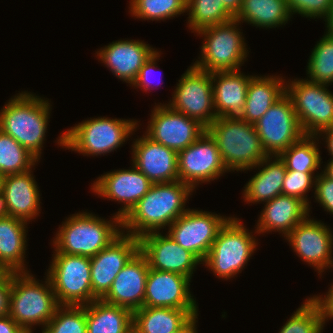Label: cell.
<instances>
[{
	"instance_id": "1",
	"label": "cell",
	"mask_w": 333,
	"mask_h": 333,
	"mask_svg": "<svg viewBox=\"0 0 333 333\" xmlns=\"http://www.w3.org/2000/svg\"><path fill=\"white\" fill-rule=\"evenodd\" d=\"M194 190L177 180L152 184L149 191L121 219V229L128 235L140 238L150 232H160L183 215L185 203Z\"/></svg>"
},
{
	"instance_id": "2",
	"label": "cell",
	"mask_w": 333,
	"mask_h": 333,
	"mask_svg": "<svg viewBox=\"0 0 333 333\" xmlns=\"http://www.w3.org/2000/svg\"><path fill=\"white\" fill-rule=\"evenodd\" d=\"M51 105L31 92L15 95L0 111V130L12 136L38 160L49 124Z\"/></svg>"
},
{
	"instance_id": "3",
	"label": "cell",
	"mask_w": 333,
	"mask_h": 333,
	"mask_svg": "<svg viewBox=\"0 0 333 333\" xmlns=\"http://www.w3.org/2000/svg\"><path fill=\"white\" fill-rule=\"evenodd\" d=\"M112 220L95 214L79 212L66 219L53 239L54 253L93 257L107 247L121 233V219Z\"/></svg>"
},
{
	"instance_id": "4",
	"label": "cell",
	"mask_w": 333,
	"mask_h": 333,
	"mask_svg": "<svg viewBox=\"0 0 333 333\" xmlns=\"http://www.w3.org/2000/svg\"><path fill=\"white\" fill-rule=\"evenodd\" d=\"M206 130L215 139L229 172L250 170L268 157L254 124L239 117H217Z\"/></svg>"
},
{
	"instance_id": "5",
	"label": "cell",
	"mask_w": 333,
	"mask_h": 333,
	"mask_svg": "<svg viewBox=\"0 0 333 333\" xmlns=\"http://www.w3.org/2000/svg\"><path fill=\"white\" fill-rule=\"evenodd\" d=\"M45 280L42 284L30 272H12L9 316L27 333L33 325L45 327L60 306L49 278Z\"/></svg>"
},
{
	"instance_id": "6",
	"label": "cell",
	"mask_w": 333,
	"mask_h": 333,
	"mask_svg": "<svg viewBox=\"0 0 333 333\" xmlns=\"http://www.w3.org/2000/svg\"><path fill=\"white\" fill-rule=\"evenodd\" d=\"M137 122L134 119L90 118L64 131L57 142L63 148L83 155H105L124 144L137 129Z\"/></svg>"
},
{
	"instance_id": "7",
	"label": "cell",
	"mask_w": 333,
	"mask_h": 333,
	"mask_svg": "<svg viewBox=\"0 0 333 333\" xmlns=\"http://www.w3.org/2000/svg\"><path fill=\"white\" fill-rule=\"evenodd\" d=\"M239 218L230 217L202 262L217 277L229 280L240 273L256 250L257 241Z\"/></svg>"
},
{
	"instance_id": "8",
	"label": "cell",
	"mask_w": 333,
	"mask_h": 333,
	"mask_svg": "<svg viewBox=\"0 0 333 333\" xmlns=\"http://www.w3.org/2000/svg\"><path fill=\"white\" fill-rule=\"evenodd\" d=\"M239 23L234 18L198 31L197 35L204 36L200 55L202 57L193 65L209 73L240 70L249 50L242 32L239 31Z\"/></svg>"
},
{
	"instance_id": "9",
	"label": "cell",
	"mask_w": 333,
	"mask_h": 333,
	"mask_svg": "<svg viewBox=\"0 0 333 333\" xmlns=\"http://www.w3.org/2000/svg\"><path fill=\"white\" fill-rule=\"evenodd\" d=\"M47 270L59 305L84 306L97 298L91 288L90 257L54 253Z\"/></svg>"
},
{
	"instance_id": "10",
	"label": "cell",
	"mask_w": 333,
	"mask_h": 333,
	"mask_svg": "<svg viewBox=\"0 0 333 333\" xmlns=\"http://www.w3.org/2000/svg\"><path fill=\"white\" fill-rule=\"evenodd\" d=\"M287 82L286 94L305 135L318 136L321 131L333 127V93L326 88L329 85L307 79Z\"/></svg>"
},
{
	"instance_id": "11",
	"label": "cell",
	"mask_w": 333,
	"mask_h": 333,
	"mask_svg": "<svg viewBox=\"0 0 333 333\" xmlns=\"http://www.w3.org/2000/svg\"><path fill=\"white\" fill-rule=\"evenodd\" d=\"M181 76L170 100L171 103L167 105L207 128L217 118L214 109L212 73L192 65Z\"/></svg>"
},
{
	"instance_id": "12",
	"label": "cell",
	"mask_w": 333,
	"mask_h": 333,
	"mask_svg": "<svg viewBox=\"0 0 333 333\" xmlns=\"http://www.w3.org/2000/svg\"><path fill=\"white\" fill-rule=\"evenodd\" d=\"M254 127L268 156H279L305 135L286 93L254 123Z\"/></svg>"
},
{
	"instance_id": "13",
	"label": "cell",
	"mask_w": 333,
	"mask_h": 333,
	"mask_svg": "<svg viewBox=\"0 0 333 333\" xmlns=\"http://www.w3.org/2000/svg\"><path fill=\"white\" fill-rule=\"evenodd\" d=\"M230 217L202 210H188L170 226L168 235L201 262L206 258L220 228Z\"/></svg>"
},
{
	"instance_id": "14",
	"label": "cell",
	"mask_w": 333,
	"mask_h": 333,
	"mask_svg": "<svg viewBox=\"0 0 333 333\" xmlns=\"http://www.w3.org/2000/svg\"><path fill=\"white\" fill-rule=\"evenodd\" d=\"M177 161L179 181L193 190L199 183L218 179L228 171L215 139L207 130L194 143L178 152Z\"/></svg>"
},
{
	"instance_id": "15",
	"label": "cell",
	"mask_w": 333,
	"mask_h": 333,
	"mask_svg": "<svg viewBox=\"0 0 333 333\" xmlns=\"http://www.w3.org/2000/svg\"><path fill=\"white\" fill-rule=\"evenodd\" d=\"M146 135L177 152L194 143L206 130L197 120L173 110L169 105H155Z\"/></svg>"
},
{
	"instance_id": "16",
	"label": "cell",
	"mask_w": 333,
	"mask_h": 333,
	"mask_svg": "<svg viewBox=\"0 0 333 333\" xmlns=\"http://www.w3.org/2000/svg\"><path fill=\"white\" fill-rule=\"evenodd\" d=\"M309 216L296 225L285 239L297 256L317 269L320 275L324 269L333 267V234L327 225Z\"/></svg>"
},
{
	"instance_id": "17",
	"label": "cell",
	"mask_w": 333,
	"mask_h": 333,
	"mask_svg": "<svg viewBox=\"0 0 333 333\" xmlns=\"http://www.w3.org/2000/svg\"><path fill=\"white\" fill-rule=\"evenodd\" d=\"M139 250V238L122 232L107 247L90 257L91 288L97 299L108 293L118 273Z\"/></svg>"
},
{
	"instance_id": "18",
	"label": "cell",
	"mask_w": 333,
	"mask_h": 333,
	"mask_svg": "<svg viewBox=\"0 0 333 333\" xmlns=\"http://www.w3.org/2000/svg\"><path fill=\"white\" fill-rule=\"evenodd\" d=\"M190 282L191 279L184 275L149 268L143 307L185 309L191 316L198 314Z\"/></svg>"
},
{
	"instance_id": "19",
	"label": "cell",
	"mask_w": 333,
	"mask_h": 333,
	"mask_svg": "<svg viewBox=\"0 0 333 333\" xmlns=\"http://www.w3.org/2000/svg\"><path fill=\"white\" fill-rule=\"evenodd\" d=\"M139 244L151 269L177 273L191 279L196 266L202 264L193 253L183 249L168 234H144L139 238Z\"/></svg>"
},
{
	"instance_id": "20",
	"label": "cell",
	"mask_w": 333,
	"mask_h": 333,
	"mask_svg": "<svg viewBox=\"0 0 333 333\" xmlns=\"http://www.w3.org/2000/svg\"><path fill=\"white\" fill-rule=\"evenodd\" d=\"M152 182L134 165L131 169L114 170L99 176L91 190L108 200H116L124 206L116 212L120 219L125 217L136 203L149 191Z\"/></svg>"
},
{
	"instance_id": "21",
	"label": "cell",
	"mask_w": 333,
	"mask_h": 333,
	"mask_svg": "<svg viewBox=\"0 0 333 333\" xmlns=\"http://www.w3.org/2000/svg\"><path fill=\"white\" fill-rule=\"evenodd\" d=\"M132 162L153 184L179 180L178 152L159 144L146 134L132 145Z\"/></svg>"
},
{
	"instance_id": "22",
	"label": "cell",
	"mask_w": 333,
	"mask_h": 333,
	"mask_svg": "<svg viewBox=\"0 0 333 333\" xmlns=\"http://www.w3.org/2000/svg\"><path fill=\"white\" fill-rule=\"evenodd\" d=\"M148 272L147 258L139 250L118 273L102 300L132 312L141 309L145 299Z\"/></svg>"
},
{
	"instance_id": "23",
	"label": "cell",
	"mask_w": 333,
	"mask_h": 333,
	"mask_svg": "<svg viewBox=\"0 0 333 333\" xmlns=\"http://www.w3.org/2000/svg\"><path fill=\"white\" fill-rule=\"evenodd\" d=\"M155 51L157 49L143 41L118 40L99 49L96 54L117 78L132 85L144 63Z\"/></svg>"
},
{
	"instance_id": "24",
	"label": "cell",
	"mask_w": 333,
	"mask_h": 333,
	"mask_svg": "<svg viewBox=\"0 0 333 333\" xmlns=\"http://www.w3.org/2000/svg\"><path fill=\"white\" fill-rule=\"evenodd\" d=\"M32 169L3 176L1 190L10 216L30 222L40 213V191Z\"/></svg>"
},
{
	"instance_id": "25",
	"label": "cell",
	"mask_w": 333,
	"mask_h": 333,
	"mask_svg": "<svg viewBox=\"0 0 333 333\" xmlns=\"http://www.w3.org/2000/svg\"><path fill=\"white\" fill-rule=\"evenodd\" d=\"M262 213L256 225V233H266L277 230L286 237L292 229L309 215V208L299 198L278 195L270 201L265 202Z\"/></svg>"
},
{
	"instance_id": "26",
	"label": "cell",
	"mask_w": 333,
	"mask_h": 333,
	"mask_svg": "<svg viewBox=\"0 0 333 333\" xmlns=\"http://www.w3.org/2000/svg\"><path fill=\"white\" fill-rule=\"evenodd\" d=\"M240 70L212 73L214 109L217 117H240L250 79Z\"/></svg>"
},
{
	"instance_id": "27",
	"label": "cell",
	"mask_w": 333,
	"mask_h": 333,
	"mask_svg": "<svg viewBox=\"0 0 333 333\" xmlns=\"http://www.w3.org/2000/svg\"><path fill=\"white\" fill-rule=\"evenodd\" d=\"M272 158L275 159L272 160ZM256 167L260 171L246 183L245 189L243 190V199L245 202H256V204L257 202L265 203L281 195L287 169L285 163L279 156H268L255 167H252V169Z\"/></svg>"
},
{
	"instance_id": "28",
	"label": "cell",
	"mask_w": 333,
	"mask_h": 333,
	"mask_svg": "<svg viewBox=\"0 0 333 333\" xmlns=\"http://www.w3.org/2000/svg\"><path fill=\"white\" fill-rule=\"evenodd\" d=\"M280 76H253L250 79L245 106L240 119L254 124L286 93V84Z\"/></svg>"
},
{
	"instance_id": "29",
	"label": "cell",
	"mask_w": 333,
	"mask_h": 333,
	"mask_svg": "<svg viewBox=\"0 0 333 333\" xmlns=\"http://www.w3.org/2000/svg\"><path fill=\"white\" fill-rule=\"evenodd\" d=\"M27 221L8 216L0 218V264L10 272H29L24 264Z\"/></svg>"
},
{
	"instance_id": "30",
	"label": "cell",
	"mask_w": 333,
	"mask_h": 333,
	"mask_svg": "<svg viewBox=\"0 0 333 333\" xmlns=\"http://www.w3.org/2000/svg\"><path fill=\"white\" fill-rule=\"evenodd\" d=\"M87 333H133V312L102 299L86 305Z\"/></svg>"
},
{
	"instance_id": "31",
	"label": "cell",
	"mask_w": 333,
	"mask_h": 333,
	"mask_svg": "<svg viewBox=\"0 0 333 333\" xmlns=\"http://www.w3.org/2000/svg\"><path fill=\"white\" fill-rule=\"evenodd\" d=\"M190 317L185 309L142 307L133 312V333H173Z\"/></svg>"
},
{
	"instance_id": "32",
	"label": "cell",
	"mask_w": 333,
	"mask_h": 333,
	"mask_svg": "<svg viewBox=\"0 0 333 333\" xmlns=\"http://www.w3.org/2000/svg\"><path fill=\"white\" fill-rule=\"evenodd\" d=\"M286 0H242L241 8L235 17L261 28H276L285 25L291 18Z\"/></svg>"
},
{
	"instance_id": "33",
	"label": "cell",
	"mask_w": 333,
	"mask_h": 333,
	"mask_svg": "<svg viewBox=\"0 0 333 333\" xmlns=\"http://www.w3.org/2000/svg\"><path fill=\"white\" fill-rule=\"evenodd\" d=\"M317 141V136L304 135L283 151L279 158L285 163L286 169L300 172H315L319 169L322 158Z\"/></svg>"
},
{
	"instance_id": "34",
	"label": "cell",
	"mask_w": 333,
	"mask_h": 333,
	"mask_svg": "<svg viewBox=\"0 0 333 333\" xmlns=\"http://www.w3.org/2000/svg\"><path fill=\"white\" fill-rule=\"evenodd\" d=\"M186 12H189L188 27L195 33L234 19L220 0H187Z\"/></svg>"
},
{
	"instance_id": "35",
	"label": "cell",
	"mask_w": 333,
	"mask_h": 333,
	"mask_svg": "<svg viewBox=\"0 0 333 333\" xmlns=\"http://www.w3.org/2000/svg\"><path fill=\"white\" fill-rule=\"evenodd\" d=\"M38 161L12 136L0 130V176L28 171Z\"/></svg>"
},
{
	"instance_id": "36",
	"label": "cell",
	"mask_w": 333,
	"mask_h": 333,
	"mask_svg": "<svg viewBox=\"0 0 333 333\" xmlns=\"http://www.w3.org/2000/svg\"><path fill=\"white\" fill-rule=\"evenodd\" d=\"M307 74L314 83H333V35L326 33L315 45L307 65Z\"/></svg>"
},
{
	"instance_id": "37",
	"label": "cell",
	"mask_w": 333,
	"mask_h": 333,
	"mask_svg": "<svg viewBox=\"0 0 333 333\" xmlns=\"http://www.w3.org/2000/svg\"><path fill=\"white\" fill-rule=\"evenodd\" d=\"M187 0H131V16L142 20H165L186 13Z\"/></svg>"
},
{
	"instance_id": "38",
	"label": "cell",
	"mask_w": 333,
	"mask_h": 333,
	"mask_svg": "<svg viewBox=\"0 0 333 333\" xmlns=\"http://www.w3.org/2000/svg\"><path fill=\"white\" fill-rule=\"evenodd\" d=\"M42 333H87L86 305H60Z\"/></svg>"
},
{
	"instance_id": "39",
	"label": "cell",
	"mask_w": 333,
	"mask_h": 333,
	"mask_svg": "<svg viewBox=\"0 0 333 333\" xmlns=\"http://www.w3.org/2000/svg\"><path fill=\"white\" fill-rule=\"evenodd\" d=\"M324 328L318 305L307 298L282 326L279 333H322Z\"/></svg>"
},
{
	"instance_id": "40",
	"label": "cell",
	"mask_w": 333,
	"mask_h": 333,
	"mask_svg": "<svg viewBox=\"0 0 333 333\" xmlns=\"http://www.w3.org/2000/svg\"><path fill=\"white\" fill-rule=\"evenodd\" d=\"M314 174V172L287 170L282 185V194L299 198L310 207L306 193L312 187L315 188V179L318 175Z\"/></svg>"
},
{
	"instance_id": "41",
	"label": "cell",
	"mask_w": 333,
	"mask_h": 333,
	"mask_svg": "<svg viewBox=\"0 0 333 333\" xmlns=\"http://www.w3.org/2000/svg\"><path fill=\"white\" fill-rule=\"evenodd\" d=\"M288 9L293 15L298 13L303 17L326 19L332 9L333 0H286Z\"/></svg>"
},
{
	"instance_id": "42",
	"label": "cell",
	"mask_w": 333,
	"mask_h": 333,
	"mask_svg": "<svg viewBox=\"0 0 333 333\" xmlns=\"http://www.w3.org/2000/svg\"><path fill=\"white\" fill-rule=\"evenodd\" d=\"M314 189L316 201L333 215V180L321 172L315 179Z\"/></svg>"
},
{
	"instance_id": "43",
	"label": "cell",
	"mask_w": 333,
	"mask_h": 333,
	"mask_svg": "<svg viewBox=\"0 0 333 333\" xmlns=\"http://www.w3.org/2000/svg\"><path fill=\"white\" fill-rule=\"evenodd\" d=\"M160 52L155 51L150 57L149 59L144 63V65L142 66V68L140 69L138 76L136 78V80L134 81V83L132 84V86H135L136 88L140 87L141 89H143V91H150L152 89H150V85L151 84V80L149 79L150 74L152 73V71L157 67L156 66V61L159 60L160 57ZM151 77V76H150ZM158 86V84H157Z\"/></svg>"
},
{
	"instance_id": "44",
	"label": "cell",
	"mask_w": 333,
	"mask_h": 333,
	"mask_svg": "<svg viewBox=\"0 0 333 333\" xmlns=\"http://www.w3.org/2000/svg\"><path fill=\"white\" fill-rule=\"evenodd\" d=\"M12 289V272L8 271L0 279V317L9 315Z\"/></svg>"
},
{
	"instance_id": "45",
	"label": "cell",
	"mask_w": 333,
	"mask_h": 333,
	"mask_svg": "<svg viewBox=\"0 0 333 333\" xmlns=\"http://www.w3.org/2000/svg\"><path fill=\"white\" fill-rule=\"evenodd\" d=\"M328 290L324 297L322 295L310 297L318 305L324 325L328 319L333 318V284Z\"/></svg>"
},
{
	"instance_id": "46",
	"label": "cell",
	"mask_w": 333,
	"mask_h": 333,
	"mask_svg": "<svg viewBox=\"0 0 333 333\" xmlns=\"http://www.w3.org/2000/svg\"><path fill=\"white\" fill-rule=\"evenodd\" d=\"M0 333H27L9 315L0 317Z\"/></svg>"
},
{
	"instance_id": "47",
	"label": "cell",
	"mask_w": 333,
	"mask_h": 333,
	"mask_svg": "<svg viewBox=\"0 0 333 333\" xmlns=\"http://www.w3.org/2000/svg\"><path fill=\"white\" fill-rule=\"evenodd\" d=\"M198 314L192 315L179 329L173 333H197L196 330V319H198Z\"/></svg>"
},
{
	"instance_id": "48",
	"label": "cell",
	"mask_w": 333,
	"mask_h": 333,
	"mask_svg": "<svg viewBox=\"0 0 333 333\" xmlns=\"http://www.w3.org/2000/svg\"><path fill=\"white\" fill-rule=\"evenodd\" d=\"M225 9L235 18L241 8L242 0H220Z\"/></svg>"
},
{
	"instance_id": "49",
	"label": "cell",
	"mask_w": 333,
	"mask_h": 333,
	"mask_svg": "<svg viewBox=\"0 0 333 333\" xmlns=\"http://www.w3.org/2000/svg\"><path fill=\"white\" fill-rule=\"evenodd\" d=\"M318 135L319 138L320 136L324 137L326 135L324 139L327 144V150L332 156L331 159H333V127L321 131Z\"/></svg>"
},
{
	"instance_id": "50",
	"label": "cell",
	"mask_w": 333,
	"mask_h": 333,
	"mask_svg": "<svg viewBox=\"0 0 333 333\" xmlns=\"http://www.w3.org/2000/svg\"><path fill=\"white\" fill-rule=\"evenodd\" d=\"M10 216L4 193L0 190V218Z\"/></svg>"
},
{
	"instance_id": "51",
	"label": "cell",
	"mask_w": 333,
	"mask_h": 333,
	"mask_svg": "<svg viewBox=\"0 0 333 333\" xmlns=\"http://www.w3.org/2000/svg\"><path fill=\"white\" fill-rule=\"evenodd\" d=\"M324 21L326 22L325 24L327 25L326 33L333 35V5H332V9L329 12V15L327 16V18Z\"/></svg>"
},
{
	"instance_id": "52",
	"label": "cell",
	"mask_w": 333,
	"mask_h": 333,
	"mask_svg": "<svg viewBox=\"0 0 333 333\" xmlns=\"http://www.w3.org/2000/svg\"><path fill=\"white\" fill-rule=\"evenodd\" d=\"M323 173L330 179L333 180V159H330L329 163H327Z\"/></svg>"
},
{
	"instance_id": "53",
	"label": "cell",
	"mask_w": 333,
	"mask_h": 333,
	"mask_svg": "<svg viewBox=\"0 0 333 333\" xmlns=\"http://www.w3.org/2000/svg\"><path fill=\"white\" fill-rule=\"evenodd\" d=\"M8 271L0 264V279L7 273Z\"/></svg>"
},
{
	"instance_id": "54",
	"label": "cell",
	"mask_w": 333,
	"mask_h": 333,
	"mask_svg": "<svg viewBox=\"0 0 333 333\" xmlns=\"http://www.w3.org/2000/svg\"><path fill=\"white\" fill-rule=\"evenodd\" d=\"M2 176H0V190H1V186H2Z\"/></svg>"
}]
</instances>
